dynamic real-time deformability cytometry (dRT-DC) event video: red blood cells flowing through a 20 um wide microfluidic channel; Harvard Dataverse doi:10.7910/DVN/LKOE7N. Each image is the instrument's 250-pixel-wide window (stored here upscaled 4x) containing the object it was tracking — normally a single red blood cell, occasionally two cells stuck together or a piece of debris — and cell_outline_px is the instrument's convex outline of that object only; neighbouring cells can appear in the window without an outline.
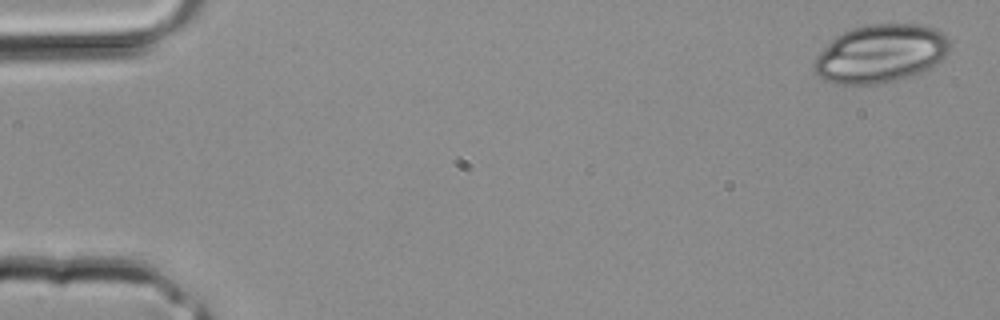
{"species": "common noctule bat (a hibernating species)", "species_latin": "Nyctalus noctula", "temperature_condition": "room temperature", "stored_images_in_passage": 3, "camera_frame_rate_fps": 3000, "um_per_image_px": 0.085, "animal": {"sex": "male", "body_mass_g": 20.4}, "frame": {"image": 1, "passage_image": 1, "time_ms": 0.0, "image_size_px": [1000, 320], "cell_outline_px": [[948, 52], [932, 68], [920, 72], [892, 80], [876, 84], [836, 84], [824, 80], [812, 68], [816, 56], [836, 36], [852, 28], [872, 24], [920, 24], [936, 28], [948, 40]], "centroid_in_image_um": [74.83, 4.55], "position_along_channel_um": 10.2, "area_um2": 45.49}}